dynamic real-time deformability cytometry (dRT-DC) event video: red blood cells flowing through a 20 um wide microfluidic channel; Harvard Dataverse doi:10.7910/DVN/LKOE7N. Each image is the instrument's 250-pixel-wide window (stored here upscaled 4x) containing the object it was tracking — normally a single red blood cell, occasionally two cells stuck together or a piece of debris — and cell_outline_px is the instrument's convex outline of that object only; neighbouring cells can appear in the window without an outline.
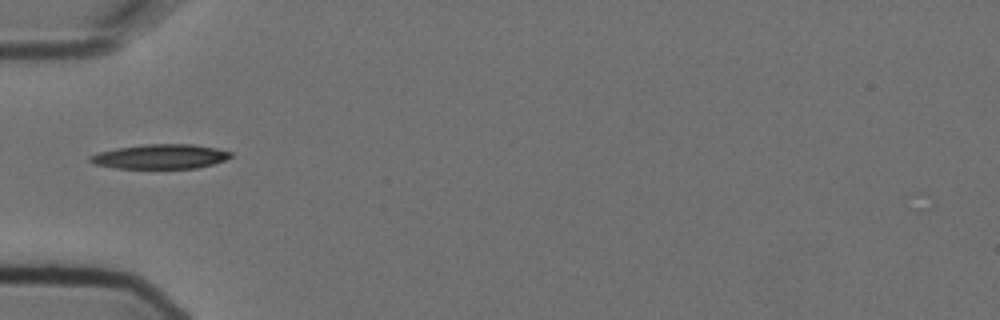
{"species": "Egyptian fruit bat (a non-hibernating species)", "species_latin": "Rousettus aegyptiacus", "temperature_condition": "cold", "stored_images_in_passage": 6, "camera_frame_rate_fps": 3000, "um_per_image_px": 0.085, "animal": {"sex": "female"}, "frame": {"image": 1, "passage_image": 1, "time_ms": 0.0, "image_size_px": [1000, 320], "cell_outline_px": [[232, 156], [224, 160], [212, 164], [196, 168], [116, 168], [96, 164], [88, 160], [88, 156], [100, 152], [116, 148], [148, 144], [192, 144], [216, 148], [232, 152]], "centroid_in_image_um": [13.63, 13.3], "position_along_channel_um": 71.4, "area_um2": 19.94}}
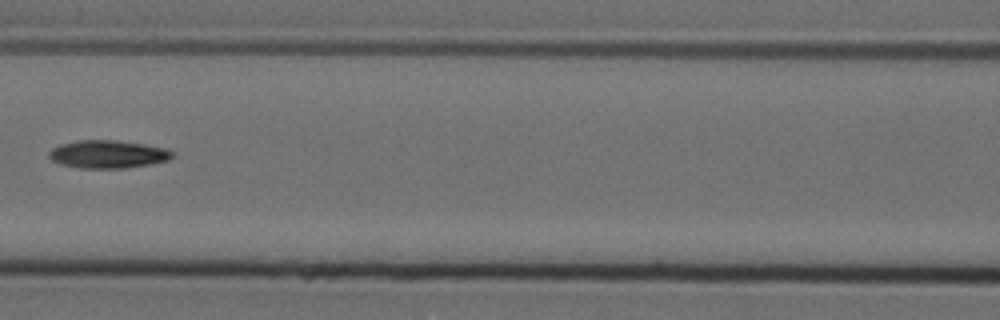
{"frame": {"image": 2, "passage_image": 3, "time_ms": 0.667, "image_size_px": [1000, 320], "cell_outline_px": [[172, 156], [168, 160], [152, 164], [124, 168], [80, 168], [60, 164], [52, 160], [48, 156], [48, 152], [52, 148], [60, 144], [76, 140], [116, 140], [144, 144], [164, 148], [172, 152]], "centroid_in_image_um": [9.12, 13.11], "position_along_channel_um": 157.5, "area_um2": 20.06}}
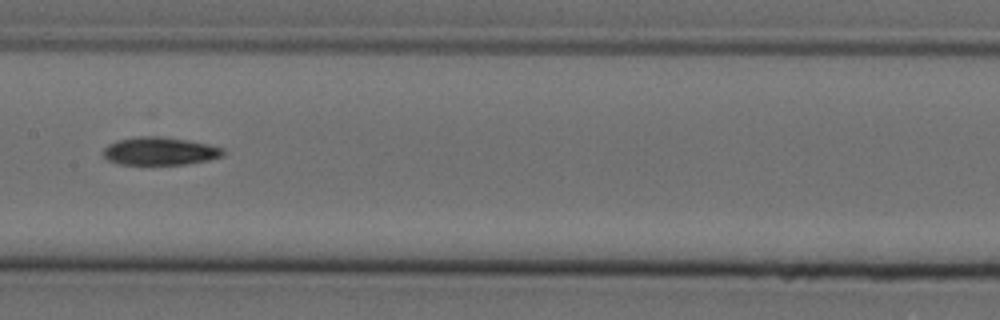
{"frame": {"image": 3, "passage_image": 4, "time_ms": 1.0, "image_size_px": [1000, 320], "cell_outline_px": [[224, 156], [208, 160], [184, 164], [116, 164], [108, 160], [104, 156], [104, 148], [108, 144], [116, 140], [136, 136], [160, 136], [188, 140], [208, 144], [224, 148]], "centroid_in_image_um": [13.58, 12.84], "position_along_channel_um": 193.8, "area_um2": 19.59}}